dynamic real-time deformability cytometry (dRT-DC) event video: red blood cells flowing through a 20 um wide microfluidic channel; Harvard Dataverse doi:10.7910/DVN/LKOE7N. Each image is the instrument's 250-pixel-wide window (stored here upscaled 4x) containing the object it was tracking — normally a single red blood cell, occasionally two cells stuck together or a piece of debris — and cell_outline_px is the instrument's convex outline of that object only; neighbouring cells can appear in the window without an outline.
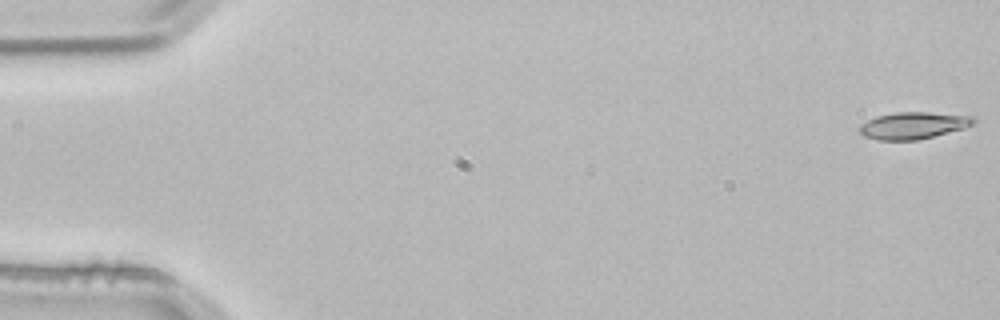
{"species": "common noctule bat (a hibernating species)", "species_latin": "Nyctalus noctula", "temperature_condition": "room temperature", "stored_images_in_passage": 4, "camera_frame_rate_fps": 3000, "um_per_image_px": 0.085, "animal": {"sex": "male", "body_mass_g": 21.5, "forearm_length_mm": 52.0}, "frame": {"image": 1, "passage_image": 1, "time_ms": 0.0, "image_size_px": [1000, 320], "cell_outline_px": [[976, 124], [964, 128], [916, 140], [876, 140], [864, 136], [856, 128], [860, 124], [876, 116], [896, 112], [928, 112], [976, 116]], "centroid_in_image_um": [77.63, 10.65], "position_along_channel_um": 7.4, "area_um2": 18.03}}